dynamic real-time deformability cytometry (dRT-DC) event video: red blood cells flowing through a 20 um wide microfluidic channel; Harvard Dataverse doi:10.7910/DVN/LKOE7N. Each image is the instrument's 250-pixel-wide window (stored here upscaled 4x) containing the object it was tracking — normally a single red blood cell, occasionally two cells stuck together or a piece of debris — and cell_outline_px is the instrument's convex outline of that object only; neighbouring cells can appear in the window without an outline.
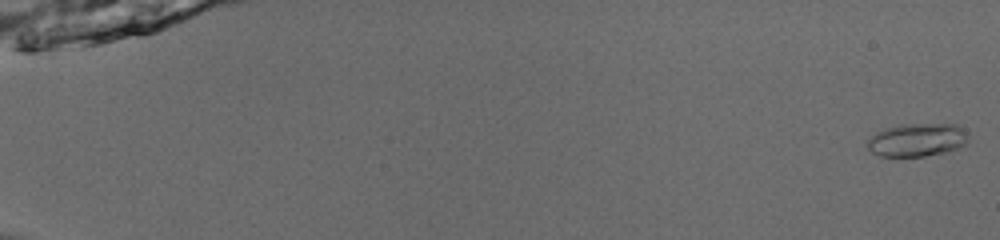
{"species": "common noctule bat (a hibernating species)", "species_latin": "Nyctalus noctula", "temperature_condition": "room temperature", "stored_images_in_passage": 53, "camera_frame_rate_fps": 3000, "um_per_image_px": 0.085, "animal": {"sex": "male", "body_mass_g": 13.0, "forearm_length_mm": 53.1}, "frame": {"image": 1, "passage_image": 1, "time_ms": 0.0, "image_size_px": [1000, 240], "cell_outline_px": [[968, 140], [964, 144], [956, 148], [944, 152], [924, 156], [880, 156], [872, 152], [868, 148], [868, 140], [876, 132], [884, 128], [900, 124], [960, 124], [968, 132]], "centroid_in_image_um": [77.98, 11.87], "position_along_channel_um": 7.0, "area_um2": 19.54}}
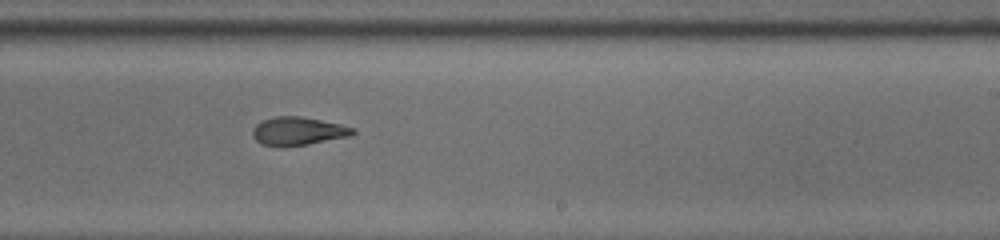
{"frame": {"image": 2, "passage_image": 35, "time_ms": 11.333, "image_size_px": [1000, 240], "cell_outline_px": [[356, 132], [352, 136], [308, 144], [260, 144], [252, 136], [252, 128], [256, 124], [264, 120], [276, 116], [300, 116], [340, 124], [352, 128]], "centroid_in_image_um": [25.35, 11.12], "position_along_channel_um": 263.7, "area_um2": 16.01}}
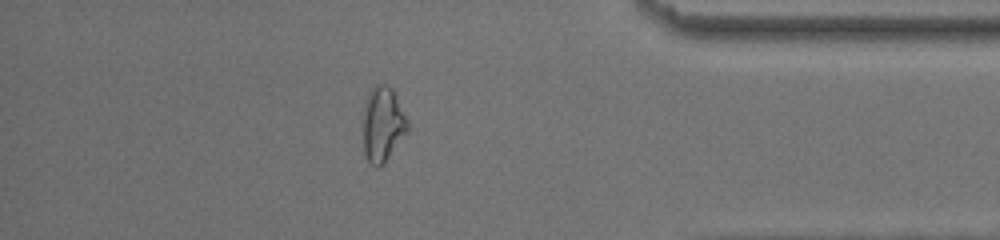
{"frame": {"image": 3, "passage_image": 47, "time_ms": 15.333, "image_size_px": [1000, 240], "cell_outline_px": [[408, 132], [384, 164], [376, 168], [368, 160], [364, 152], [364, 100], [368, 92], [376, 84], [384, 84], [392, 88], [408, 120]], "centroid_in_image_um": [32.54, 10.56], "position_along_channel_um": 402.7, "area_um2": 19.54}, "authors_computed_cell_mechanics": {"area_um2": 17.1666, "velocity_mm_per_s": 3.9744, "shape_relaxation_time_tau1_ms": 6.6549, "shape_relaxation_time_tau2_ms": 3.0424, "deformation_change_tau1": 0.2227, "deformation_change_tau2": 0.1166}}